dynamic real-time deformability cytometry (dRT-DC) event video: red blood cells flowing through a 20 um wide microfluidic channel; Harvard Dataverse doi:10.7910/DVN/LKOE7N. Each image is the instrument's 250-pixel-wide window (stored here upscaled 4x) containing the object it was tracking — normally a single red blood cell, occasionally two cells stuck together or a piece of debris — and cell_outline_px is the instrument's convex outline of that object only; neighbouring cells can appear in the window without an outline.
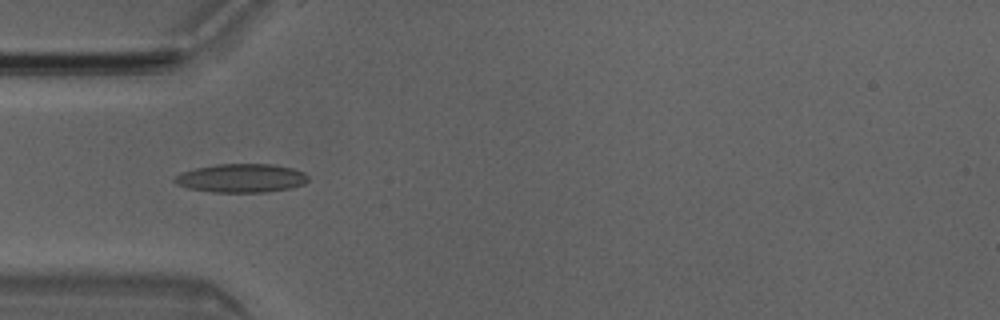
{"species": "Egyptian fruit bat (a non-hibernating species)", "species_latin": "Rousettus aegyptiacus", "temperature_condition": "room temperature", "stored_images_in_passage": 6, "camera_frame_rate_fps": 3000, "um_per_image_px": 0.085, "animal": {"sex": "male"}, "frame": {"image": 1, "passage_image": 5, "time_ms": 1.333, "image_size_px": [1000, 320], "cell_outline_px": [[308, 180], [304, 184], [292, 188], [268, 192], [212, 192], [188, 188], [176, 184], [172, 180], [180, 172], [196, 168], [216, 164], [272, 164], [292, 168], [304, 172], [308, 176]], "centroid_in_image_um": [20.51, 15.14], "position_along_channel_um": 64.5, "area_um2": 22.43}}